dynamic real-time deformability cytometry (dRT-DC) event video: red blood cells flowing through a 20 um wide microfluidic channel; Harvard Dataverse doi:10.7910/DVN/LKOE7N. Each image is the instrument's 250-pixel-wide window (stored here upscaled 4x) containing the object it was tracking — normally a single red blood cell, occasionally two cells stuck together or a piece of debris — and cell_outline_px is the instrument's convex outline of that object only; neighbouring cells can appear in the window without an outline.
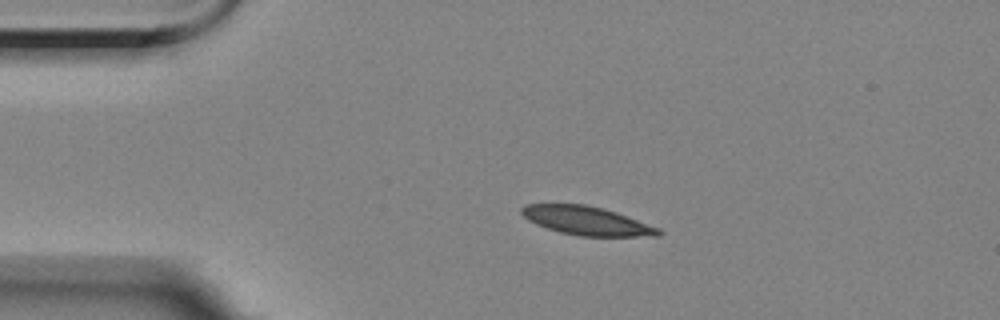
{"species": "Egyptian fruit bat (a non-hibernating species)", "species_latin": "Rousettus aegyptiacus", "temperature_condition": "room temperature", "stored_images_in_passage": 3, "camera_frame_rate_fps": 3000, "um_per_image_px": 0.085, "animal": {"sex": "female"}, "frame": {"image": 1, "passage_image": 2, "time_ms": 2.0, "image_size_px": [1000, 320], "cell_outline_px": [[664, 232], [660, 236], [580, 236], [560, 232], [536, 224], [528, 220], [520, 212], [520, 208], [524, 204], [584, 204], [616, 212], [660, 228]], "centroid_in_image_um": [49.88, 18.77], "position_along_channel_um": 35.1, "area_um2": 22.77}}